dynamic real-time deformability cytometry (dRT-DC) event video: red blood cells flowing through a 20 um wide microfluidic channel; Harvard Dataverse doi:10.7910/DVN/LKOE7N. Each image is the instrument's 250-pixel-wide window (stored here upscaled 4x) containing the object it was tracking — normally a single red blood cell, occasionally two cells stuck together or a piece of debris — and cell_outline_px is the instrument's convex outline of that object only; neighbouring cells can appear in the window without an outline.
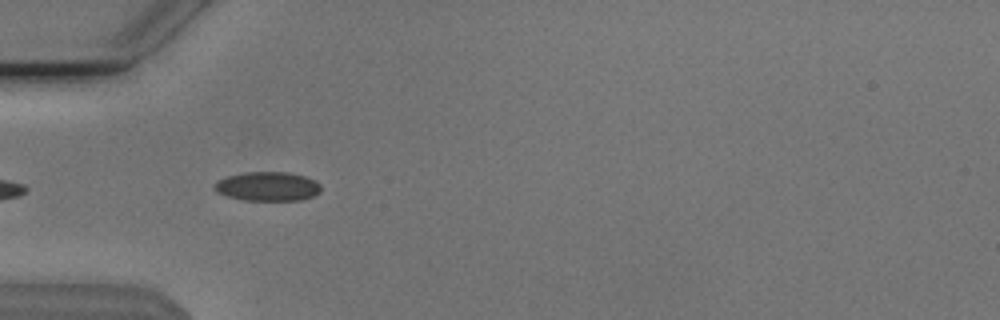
{"species": "Egyptian fruit bat (a non-hibernating species)", "species_latin": "Rousettus aegyptiacus", "temperature_condition": "cold", "stored_images_in_passage": 6, "camera_frame_rate_fps": 3000, "um_per_image_px": 0.085, "animal": {"sex": "male"}, "frame": {"image": 1, "passage_image": 3, "time_ms": 0.667, "image_size_px": [1000, 320], "cell_outline_px": [[320, 192], [312, 196], [300, 200], [244, 200], [228, 196], [216, 192], [216, 184], [220, 180], [228, 176], [244, 172], [288, 172], [304, 176], [316, 180], [320, 184]], "centroid_in_image_um": [22.79, 15.84], "position_along_channel_um": 62.2, "area_um2": 17.86}}
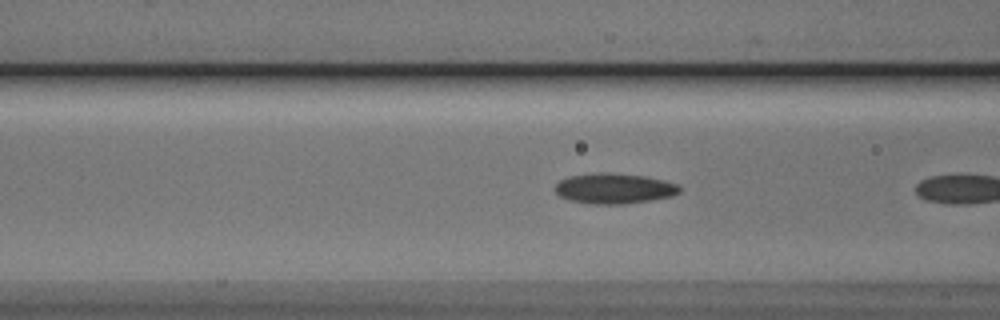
{"frame": {"image": 2, "passage_image": 5, "time_ms": 1.333, "image_size_px": [1000, 320], "cell_outline_px": [[680, 192], [672, 196], [652, 200], [620, 204], [592, 204], [572, 200], [560, 196], [556, 192], [556, 184], [560, 180], [568, 176], [600, 172], [644, 176], [664, 180], [680, 184]], "centroid_in_image_um": [52.24, 16.02], "position_along_channel_um": 114.4, "area_um2": 21.91}}